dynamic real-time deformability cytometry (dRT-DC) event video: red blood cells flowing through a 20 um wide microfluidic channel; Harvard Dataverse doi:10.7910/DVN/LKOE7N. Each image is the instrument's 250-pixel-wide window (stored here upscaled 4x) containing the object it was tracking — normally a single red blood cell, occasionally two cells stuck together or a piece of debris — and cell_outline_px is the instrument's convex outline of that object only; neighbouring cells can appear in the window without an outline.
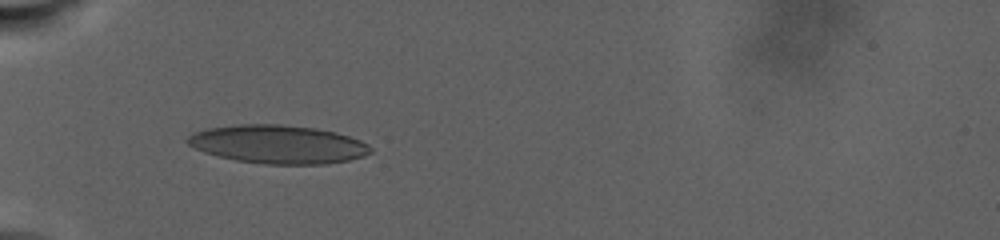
{"species": "human", "species_latin": "Homo sapiens", "temperature_condition": "warm", "stored_images_in_passage": 84, "camera_frame_rate_fps": 3000, "um_per_image_px": 0.085, "donor": {"sex": "male"}, "frame": {"image": 1, "passage_image": 1, "time_ms": 0.0, "image_size_px": [1000, 240], "cell_outline_px": [[372, 152], [364, 156], [348, 160], [328, 164], [264, 164], [236, 160], [204, 152], [188, 144], [184, 140], [192, 132], [208, 128], [236, 124], [280, 124], [316, 128], [336, 132], [360, 140], [368, 144], [372, 148]], "centroid_in_image_um": [23.63, 12.26], "position_along_channel_um": 61.4, "area_um2": 41.1}}
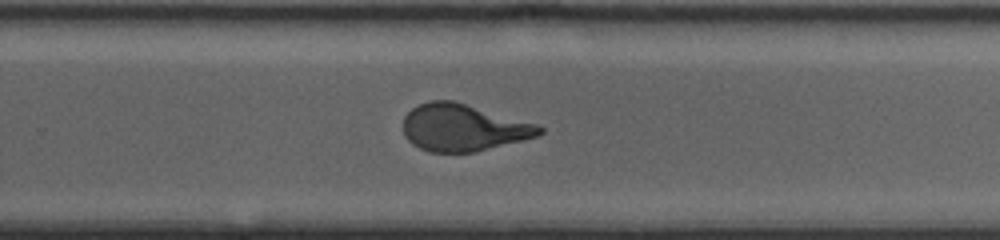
{"frame": {"image": 2, "passage_image": 44, "time_ms": 10.667, "image_size_px": [1000, 240], "cell_outline_px": [[544, 132], [536, 136], [524, 140], [472, 152], [428, 152], [412, 144], [404, 136], [404, 116], [412, 108], [420, 104], [432, 100], [452, 100], [540, 124], [544, 128]], "centroid_in_image_um": [39.39, 10.84], "position_along_channel_um": 290.4, "area_um2": 37.34}}
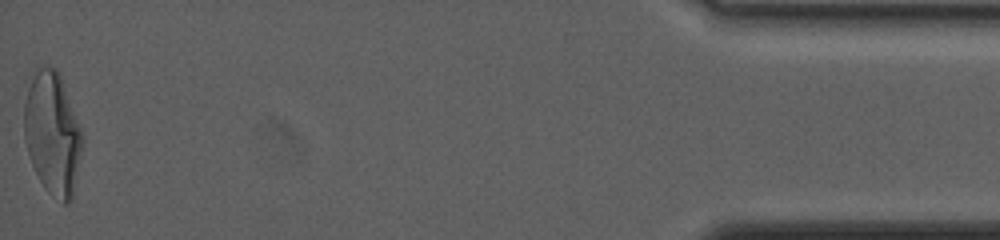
{"frame": {"image": 3, "passage_image": 84, "time_ms": 20.333, "image_size_px": [1000, 240], "cell_outline_px": [[84, 144], [72, 200], [68, 204], [64, 204], [52, 196], [44, 188], [32, 164], [24, 140], [24, 104], [28, 88], [36, 64], [56, 68], [60, 72], [84, 136]], "centroid_in_image_um": [4.48, 11.32], "position_along_channel_um": 430.7, "area_um2": 42.37}}